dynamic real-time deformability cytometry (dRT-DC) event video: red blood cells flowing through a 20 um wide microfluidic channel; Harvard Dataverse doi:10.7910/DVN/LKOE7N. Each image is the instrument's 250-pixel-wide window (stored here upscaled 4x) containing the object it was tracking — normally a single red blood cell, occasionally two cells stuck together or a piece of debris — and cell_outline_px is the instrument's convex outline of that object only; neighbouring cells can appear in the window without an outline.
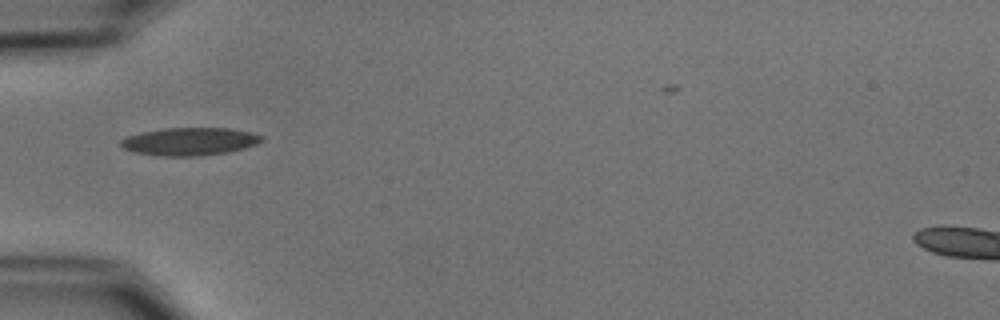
{"species": "common noctule bat (a hibernating species)", "species_latin": "Nyctalus noctula", "temperature_condition": "cold", "stored_images_in_passage": 1, "camera_frame_rate_fps": 3000, "um_per_image_px": 0.085, "animal": {"sex": "male", "body_mass_g": 15.6}, "frame": {"image": 1, "passage_image": 1, "time_ms": 0.0, "image_size_px": [1000, 320], "cell_outline_px": [[264, 140], [256, 144], [244, 148], [228, 152], [196, 156], [164, 156], [136, 152], [124, 148], [120, 144], [120, 140], [128, 136], [144, 132], [164, 128], [228, 128], [252, 132], [264, 136]], "centroid_in_image_um": [16.17, 12.02], "position_along_channel_um": 68.8, "area_um2": 22.66}}